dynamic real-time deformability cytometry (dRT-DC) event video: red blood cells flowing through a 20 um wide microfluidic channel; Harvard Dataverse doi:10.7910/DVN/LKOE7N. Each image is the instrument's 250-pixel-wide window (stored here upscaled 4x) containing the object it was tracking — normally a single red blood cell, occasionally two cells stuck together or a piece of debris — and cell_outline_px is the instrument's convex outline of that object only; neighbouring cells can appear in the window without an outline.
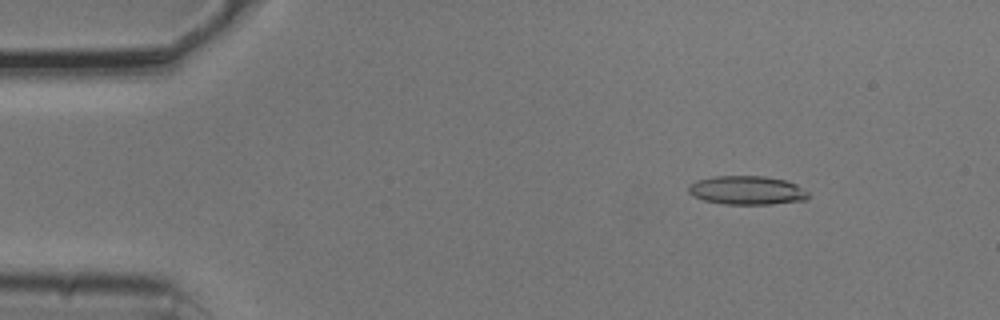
{"species": "common noctule bat (a hibernating species)", "species_latin": "Nyctalus noctula", "temperature_condition": "cold", "stored_images_in_passage": 53, "camera_frame_rate_fps": 3000, "um_per_image_px": 0.085, "animal": {"sex": "male", "body_mass_g": 20.5, "forearm_length_mm": 52.5}, "frame": {"image": 1, "passage_image": 7, "time_ms": 2.0, "image_size_px": [1000, 320], "cell_outline_px": [[808, 200], [772, 204], [724, 204], [704, 200], [688, 192], [688, 184], [696, 180], [716, 176], [764, 176], [784, 180], [796, 184], [808, 192]], "centroid_in_image_um": [63.5, 16.17], "position_along_channel_um": 21.5, "area_um2": 20.06}}
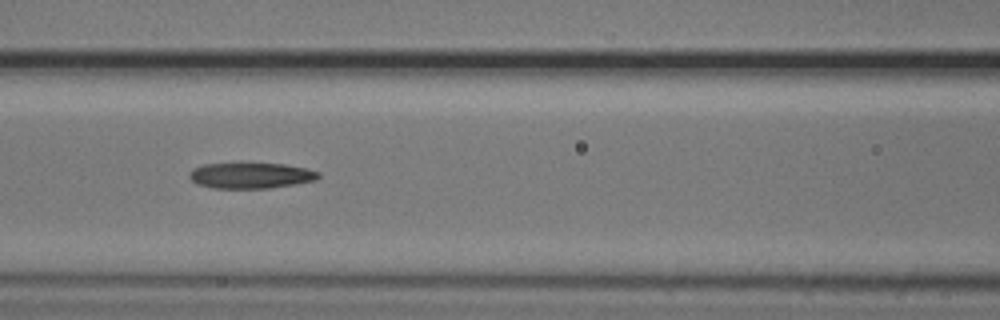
{"frame": {"image": 2, "passage_image": 23, "time_ms": 7.333, "image_size_px": [1000, 320], "cell_outline_px": [[320, 176], [316, 180], [268, 188], [212, 188], [196, 184], [188, 176], [188, 172], [192, 168], [204, 164], [240, 160], [284, 164], [304, 168], [320, 172]], "centroid_in_image_um": [21.23, 14.86], "position_along_channel_um": 145.4, "area_um2": 20.35}}
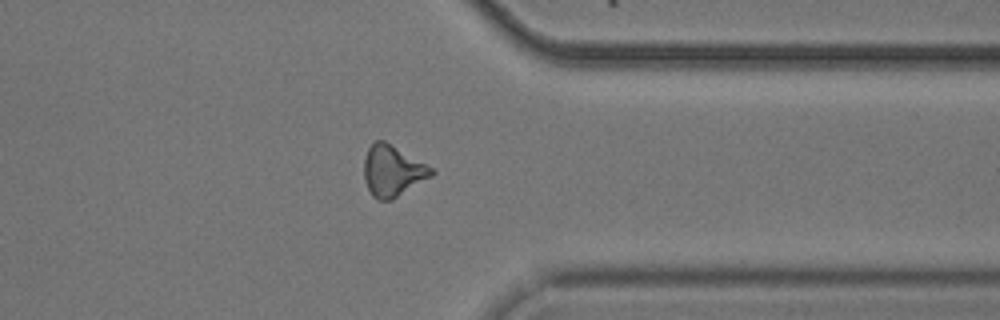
{"frame": {"image": 3, "passage_image": 42, "time_ms": 13.667, "image_size_px": [1000, 320], "cell_outline_px": [[436, 172], [432, 176], [392, 200], [376, 200], [372, 196], [364, 180], [364, 160], [368, 148], [376, 140], [384, 140], [432, 168]], "centroid_in_image_um": [33.35, 14.54], "position_along_channel_um": 378.1, "area_um2": 19.88}, "authors_computed_cell_mechanics": {"area_um2": 19.7098, "velocity_mm_per_s": 3.7696, "shape_relaxation_time_tau1_ms": 5.2615, "shape_relaxation_time_tau2_ms": 3.7524, "deformation_change_tau1": 0.1512, "deformation_change_tau2": 0.1435}}